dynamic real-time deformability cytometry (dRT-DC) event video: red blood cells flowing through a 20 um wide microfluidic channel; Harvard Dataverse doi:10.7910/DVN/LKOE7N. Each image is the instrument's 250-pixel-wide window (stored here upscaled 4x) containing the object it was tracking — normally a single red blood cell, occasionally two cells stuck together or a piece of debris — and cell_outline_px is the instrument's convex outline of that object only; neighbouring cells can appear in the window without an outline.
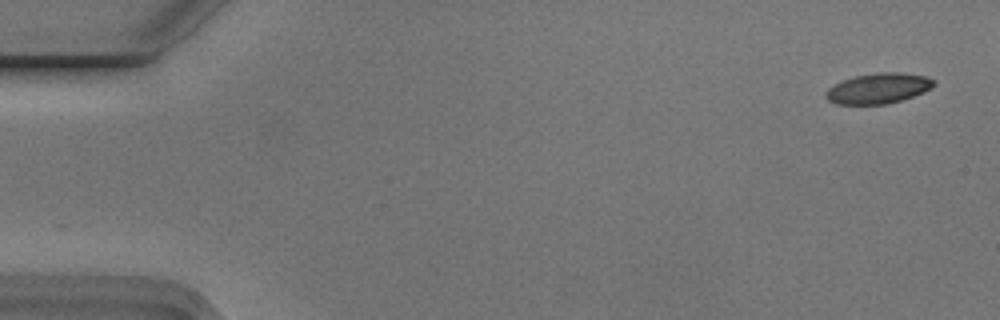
{"species": "Egyptian fruit bat (a non-hibernating species)", "species_latin": "Rousettus aegyptiacus", "temperature_condition": "cold", "stored_images_in_passage": 8, "camera_frame_rate_fps": 3000, "um_per_image_px": 0.085, "animal": {"sex": "male"}, "frame": {"image": 1, "passage_image": 1, "time_ms": 0.0, "image_size_px": [1000, 320], "cell_outline_px": [[936, 84], [932, 88], [912, 96], [900, 100], [884, 104], [836, 104], [828, 100], [824, 96], [824, 92], [828, 88], [844, 80], [856, 76], [880, 72], [900, 72], [928, 76], [936, 80]], "centroid_in_image_um": [74.68, 7.5], "position_along_channel_um": 10.3, "area_um2": 19.07}}
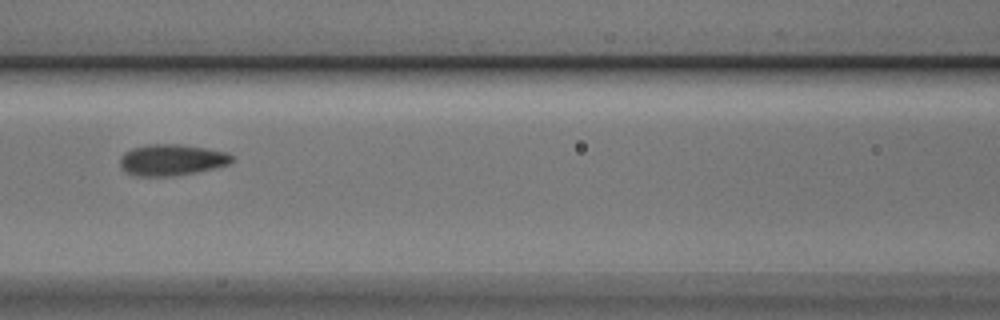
{"frame": {"image": 2, "passage_image": 7, "time_ms": 2.0, "image_size_px": [1000, 320], "cell_outline_px": [[236, 160], [228, 164], [212, 168], [172, 176], [136, 176], [124, 172], [120, 164], [120, 156], [124, 152], [132, 148], [148, 144], [180, 144], [208, 148], [228, 152]], "centroid_in_image_um": [14.57, 13.58], "position_along_channel_um": 152.0, "area_um2": 20.46}}
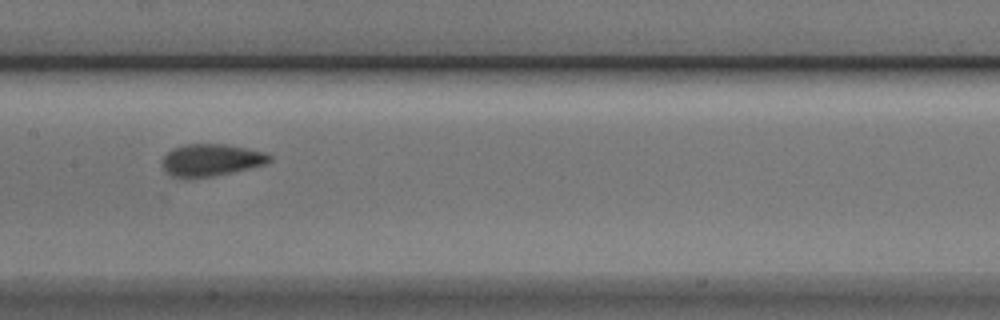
{"frame": {"image": 3, "passage_image": 8, "time_ms": 2.333, "image_size_px": [1000, 320], "cell_outline_px": [[272, 160], [264, 164], [232, 172], [212, 176], [172, 176], [164, 168], [160, 160], [172, 148], [184, 144], [224, 144], [248, 148], [268, 152], [272, 156]], "centroid_in_image_um": [17.98, 13.56], "position_along_channel_um": 189.4, "area_um2": 19.83}}